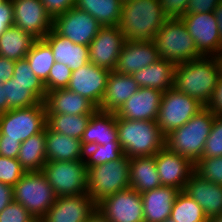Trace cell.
<instances>
[{
    "label": "cell",
    "instance_id": "obj_48",
    "mask_svg": "<svg viewBox=\"0 0 222 222\" xmlns=\"http://www.w3.org/2000/svg\"><path fill=\"white\" fill-rule=\"evenodd\" d=\"M205 107L215 115H222V77L219 78L210 101Z\"/></svg>",
    "mask_w": 222,
    "mask_h": 222
},
{
    "label": "cell",
    "instance_id": "obj_12",
    "mask_svg": "<svg viewBox=\"0 0 222 222\" xmlns=\"http://www.w3.org/2000/svg\"><path fill=\"white\" fill-rule=\"evenodd\" d=\"M97 210L109 222H144L141 193L131 188L105 197Z\"/></svg>",
    "mask_w": 222,
    "mask_h": 222
},
{
    "label": "cell",
    "instance_id": "obj_15",
    "mask_svg": "<svg viewBox=\"0 0 222 222\" xmlns=\"http://www.w3.org/2000/svg\"><path fill=\"white\" fill-rule=\"evenodd\" d=\"M14 25L36 39H43L53 29V19L40 0H11Z\"/></svg>",
    "mask_w": 222,
    "mask_h": 222
},
{
    "label": "cell",
    "instance_id": "obj_49",
    "mask_svg": "<svg viewBox=\"0 0 222 222\" xmlns=\"http://www.w3.org/2000/svg\"><path fill=\"white\" fill-rule=\"evenodd\" d=\"M21 142L12 139H0V155L7 158H16L19 155Z\"/></svg>",
    "mask_w": 222,
    "mask_h": 222
},
{
    "label": "cell",
    "instance_id": "obj_20",
    "mask_svg": "<svg viewBox=\"0 0 222 222\" xmlns=\"http://www.w3.org/2000/svg\"><path fill=\"white\" fill-rule=\"evenodd\" d=\"M159 58L158 51L153 41L126 40L118 57L114 71L132 75Z\"/></svg>",
    "mask_w": 222,
    "mask_h": 222
},
{
    "label": "cell",
    "instance_id": "obj_17",
    "mask_svg": "<svg viewBox=\"0 0 222 222\" xmlns=\"http://www.w3.org/2000/svg\"><path fill=\"white\" fill-rule=\"evenodd\" d=\"M154 157L162 186H171L183 191L186 182L195 171V164L183 155L169 150L166 146Z\"/></svg>",
    "mask_w": 222,
    "mask_h": 222
},
{
    "label": "cell",
    "instance_id": "obj_3",
    "mask_svg": "<svg viewBox=\"0 0 222 222\" xmlns=\"http://www.w3.org/2000/svg\"><path fill=\"white\" fill-rule=\"evenodd\" d=\"M118 141L128 158L154 156L165 146V136L156 121L117 117Z\"/></svg>",
    "mask_w": 222,
    "mask_h": 222
},
{
    "label": "cell",
    "instance_id": "obj_32",
    "mask_svg": "<svg viewBox=\"0 0 222 222\" xmlns=\"http://www.w3.org/2000/svg\"><path fill=\"white\" fill-rule=\"evenodd\" d=\"M122 3V0H76L75 7L89 13L101 26H117Z\"/></svg>",
    "mask_w": 222,
    "mask_h": 222
},
{
    "label": "cell",
    "instance_id": "obj_13",
    "mask_svg": "<svg viewBox=\"0 0 222 222\" xmlns=\"http://www.w3.org/2000/svg\"><path fill=\"white\" fill-rule=\"evenodd\" d=\"M181 20L203 56H217L222 51V38L214 13L185 14Z\"/></svg>",
    "mask_w": 222,
    "mask_h": 222
},
{
    "label": "cell",
    "instance_id": "obj_11",
    "mask_svg": "<svg viewBox=\"0 0 222 222\" xmlns=\"http://www.w3.org/2000/svg\"><path fill=\"white\" fill-rule=\"evenodd\" d=\"M101 27L94 17L75 6L53 19V30L74 44L89 46Z\"/></svg>",
    "mask_w": 222,
    "mask_h": 222
},
{
    "label": "cell",
    "instance_id": "obj_55",
    "mask_svg": "<svg viewBox=\"0 0 222 222\" xmlns=\"http://www.w3.org/2000/svg\"><path fill=\"white\" fill-rule=\"evenodd\" d=\"M208 222H222V215H217L208 218Z\"/></svg>",
    "mask_w": 222,
    "mask_h": 222
},
{
    "label": "cell",
    "instance_id": "obj_30",
    "mask_svg": "<svg viewBox=\"0 0 222 222\" xmlns=\"http://www.w3.org/2000/svg\"><path fill=\"white\" fill-rule=\"evenodd\" d=\"M17 160L26 172H40L47 162L45 128L20 144Z\"/></svg>",
    "mask_w": 222,
    "mask_h": 222
},
{
    "label": "cell",
    "instance_id": "obj_6",
    "mask_svg": "<svg viewBox=\"0 0 222 222\" xmlns=\"http://www.w3.org/2000/svg\"><path fill=\"white\" fill-rule=\"evenodd\" d=\"M130 158L123 155L116 161L87 168V193L99 203L105 197L130 188Z\"/></svg>",
    "mask_w": 222,
    "mask_h": 222
},
{
    "label": "cell",
    "instance_id": "obj_10",
    "mask_svg": "<svg viewBox=\"0 0 222 222\" xmlns=\"http://www.w3.org/2000/svg\"><path fill=\"white\" fill-rule=\"evenodd\" d=\"M204 107L197 99L172 87L163 92L156 119L157 125L161 133L166 136L186 124Z\"/></svg>",
    "mask_w": 222,
    "mask_h": 222
},
{
    "label": "cell",
    "instance_id": "obj_40",
    "mask_svg": "<svg viewBox=\"0 0 222 222\" xmlns=\"http://www.w3.org/2000/svg\"><path fill=\"white\" fill-rule=\"evenodd\" d=\"M72 70L65 64L55 61L49 71L48 79L43 83L46 93L67 88Z\"/></svg>",
    "mask_w": 222,
    "mask_h": 222
},
{
    "label": "cell",
    "instance_id": "obj_57",
    "mask_svg": "<svg viewBox=\"0 0 222 222\" xmlns=\"http://www.w3.org/2000/svg\"><path fill=\"white\" fill-rule=\"evenodd\" d=\"M163 222H175L174 220H172L170 217H168L166 220H164Z\"/></svg>",
    "mask_w": 222,
    "mask_h": 222
},
{
    "label": "cell",
    "instance_id": "obj_31",
    "mask_svg": "<svg viewBox=\"0 0 222 222\" xmlns=\"http://www.w3.org/2000/svg\"><path fill=\"white\" fill-rule=\"evenodd\" d=\"M36 40L21 28L10 26L0 37V56L13 61L24 59Z\"/></svg>",
    "mask_w": 222,
    "mask_h": 222
},
{
    "label": "cell",
    "instance_id": "obj_45",
    "mask_svg": "<svg viewBox=\"0 0 222 222\" xmlns=\"http://www.w3.org/2000/svg\"><path fill=\"white\" fill-rule=\"evenodd\" d=\"M46 12L54 19L56 16L67 12L75 6L76 0H40Z\"/></svg>",
    "mask_w": 222,
    "mask_h": 222
},
{
    "label": "cell",
    "instance_id": "obj_56",
    "mask_svg": "<svg viewBox=\"0 0 222 222\" xmlns=\"http://www.w3.org/2000/svg\"><path fill=\"white\" fill-rule=\"evenodd\" d=\"M218 62H219V66H220V74L222 77V51L216 56Z\"/></svg>",
    "mask_w": 222,
    "mask_h": 222
},
{
    "label": "cell",
    "instance_id": "obj_54",
    "mask_svg": "<svg viewBox=\"0 0 222 222\" xmlns=\"http://www.w3.org/2000/svg\"><path fill=\"white\" fill-rule=\"evenodd\" d=\"M85 222H109L98 210H96Z\"/></svg>",
    "mask_w": 222,
    "mask_h": 222
},
{
    "label": "cell",
    "instance_id": "obj_9",
    "mask_svg": "<svg viewBox=\"0 0 222 222\" xmlns=\"http://www.w3.org/2000/svg\"><path fill=\"white\" fill-rule=\"evenodd\" d=\"M41 172L57 197L87 193V167L84 160L47 161Z\"/></svg>",
    "mask_w": 222,
    "mask_h": 222
},
{
    "label": "cell",
    "instance_id": "obj_58",
    "mask_svg": "<svg viewBox=\"0 0 222 222\" xmlns=\"http://www.w3.org/2000/svg\"><path fill=\"white\" fill-rule=\"evenodd\" d=\"M35 222H45L42 219H36Z\"/></svg>",
    "mask_w": 222,
    "mask_h": 222
},
{
    "label": "cell",
    "instance_id": "obj_19",
    "mask_svg": "<svg viewBox=\"0 0 222 222\" xmlns=\"http://www.w3.org/2000/svg\"><path fill=\"white\" fill-rule=\"evenodd\" d=\"M162 95V91L154 88H139L115 114L128 120L156 121Z\"/></svg>",
    "mask_w": 222,
    "mask_h": 222
},
{
    "label": "cell",
    "instance_id": "obj_51",
    "mask_svg": "<svg viewBox=\"0 0 222 222\" xmlns=\"http://www.w3.org/2000/svg\"><path fill=\"white\" fill-rule=\"evenodd\" d=\"M13 201V187L0 182V213Z\"/></svg>",
    "mask_w": 222,
    "mask_h": 222
},
{
    "label": "cell",
    "instance_id": "obj_2",
    "mask_svg": "<svg viewBox=\"0 0 222 222\" xmlns=\"http://www.w3.org/2000/svg\"><path fill=\"white\" fill-rule=\"evenodd\" d=\"M166 20L160 0H125L117 26L126 40L153 41Z\"/></svg>",
    "mask_w": 222,
    "mask_h": 222
},
{
    "label": "cell",
    "instance_id": "obj_34",
    "mask_svg": "<svg viewBox=\"0 0 222 222\" xmlns=\"http://www.w3.org/2000/svg\"><path fill=\"white\" fill-rule=\"evenodd\" d=\"M25 58L34 74L44 83L55 63L50 46L43 39H37Z\"/></svg>",
    "mask_w": 222,
    "mask_h": 222
},
{
    "label": "cell",
    "instance_id": "obj_43",
    "mask_svg": "<svg viewBox=\"0 0 222 222\" xmlns=\"http://www.w3.org/2000/svg\"><path fill=\"white\" fill-rule=\"evenodd\" d=\"M35 220L20 203L14 201L0 213V222H34Z\"/></svg>",
    "mask_w": 222,
    "mask_h": 222
},
{
    "label": "cell",
    "instance_id": "obj_37",
    "mask_svg": "<svg viewBox=\"0 0 222 222\" xmlns=\"http://www.w3.org/2000/svg\"><path fill=\"white\" fill-rule=\"evenodd\" d=\"M123 151L119 142L111 144L94 145L85 148L84 162L87 168L105 164L110 161H116L123 156Z\"/></svg>",
    "mask_w": 222,
    "mask_h": 222
},
{
    "label": "cell",
    "instance_id": "obj_16",
    "mask_svg": "<svg viewBox=\"0 0 222 222\" xmlns=\"http://www.w3.org/2000/svg\"><path fill=\"white\" fill-rule=\"evenodd\" d=\"M110 72L88 62L79 69L72 71L67 89L85 97L99 108Z\"/></svg>",
    "mask_w": 222,
    "mask_h": 222
},
{
    "label": "cell",
    "instance_id": "obj_53",
    "mask_svg": "<svg viewBox=\"0 0 222 222\" xmlns=\"http://www.w3.org/2000/svg\"><path fill=\"white\" fill-rule=\"evenodd\" d=\"M213 13L218 24L220 36L222 38V0L219 2Z\"/></svg>",
    "mask_w": 222,
    "mask_h": 222
},
{
    "label": "cell",
    "instance_id": "obj_44",
    "mask_svg": "<svg viewBox=\"0 0 222 222\" xmlns=\"http://www.w3.org/2000/svg\"><path fill=\"white\" fill-rule=\"evenodd\" d=\"M189 0H160L162 12L167 19H181L187 14Z\"/></svg>",
    "mask_w": 222,
    "mask_h": 222
},
{
    "label": "cell",
    "instance_id": "obj_39",
    "mask_svg": "<svg viewBox=\"0 0 222 222\" xmlns=\"http://www.w3.org/2000/svg\"><path fill=\"white\" fill-rule=\"evenodd\" d=\"M195 172L211 183L222 185V156L200 158L195 163Z\"/></svg>",
    "mask_w": 222,
    "mask_h": 222
},
{
    "label": "cell",
    "instance_id": "obj_24",
    "mask_svg": "<svg viewBox=\"0 0 222 222\" xmlns=\"http://www.w3.org/2000/svg\"><path fill=\"white\" fill-rule=\"evenodd\" d=\"M138 89L131 75L111 71L98 110L116 113Z\"/></svg>",
    "mask_w": 222,
    "mask_h": 222
},
{
    "label": "cell",
    "instance_id": "obj_47",
    "mask_svg": "<svg viewBox=\"0 0 222 222\" xmlns=\"http://www.w3.org/2000/svg\"><path fill=\"white\" fill-rule=\"evenodd\" d=\"M14 25V12L11 0H7L0 5V37L10 27Z\"/></svg>",
    "mask_w": 222,
    "mask_h": 222
},
{
    "label": "cell",
    "instance_id": "obj_18",
    "mask_svg": "<svg viewBox=\"0 0 222 222\" xmlns=\"http://www.w3.org/2000/svg\"><path fill=\"white\" fill-rule=\"evenodd\" d=\"M97 210L88 193L59 196L42 218L45 222H85Z\"/></svg>",
    "mask_w": 222,
    "mask_h": 222
},
{
    "label": "cell",
    "instance_id": "obj_41",
    "mask_svg": "<svg viewBox=\"0 0 222 222\" xmlns=\"http://www.w3.org/2000/svg\"><path fill=\"white\" fill-rule=\"evenodd\" d=\"M222 156V115H216L201 158Z\"/></svg>",
    "mask_w": 222,
    "mask_h": 222
},
{
    "label": "cell",
    "instance_id": "obj_36",
    "mask_svg": "<svg viewBox=\"0 0 222 222\" xmlns=\"http://www.w3.org/2000/svg\"><path fill=\"white\" fill-rule=\"evenodd\" d=\"M5 98L8 102V110L29 108L39 104L41 101L32 93V84L16 82L12 77L4 82Z\"/></svg>",
    "mask_w": 222,
    "mask_h": 222
},
{
    "label": "cell",
    "instance_id": "obj_26",
    "mask_svg": "<svg viewBox=\"0 0 222 222\" xmlns=\"http://www.w3.org/2000/svg\"><path fill=\"white\" fill-rule=\"evenodd\" d=\"M53 52L54 60L67 65L72 71L89 62V46L74 44L53 29L43 38Z\"/></svg>",
    "mask_w": 222,
    "mask_h": 222
},
{
    "label": "cell",
    "instance_id": "obj_14",
    "mask_svg": "<svg viewBox=\"0 0 222 222\" xmlns=\"http://www.w3.org/2000/svg\"><path fill=\"white\" fill-rule=\"evenodd\" d=\"M126 38L118 26H102L89 45V62L114 71Z\"/></svg>",
    "mask_w": 222,
    "mask_h": 222
},
{
    "label": "cell",
    "instance_id": "obj_50",
    "mask_svg": "<svg viewBox=\"0 0 222 222\" xmlns=\"http://www.w3.org/2000/svg\"><path fill=\"white\" fill-rule=\"evenodd\" d=\"M15 61L0 56V83H4L13 77Z\"/></svg>",
    "mask_w": 222,
    "mask_h": 222
},
{
    "label": "cell",
    "instance_id": "obj_1",
    "mask_svg": "<svg viewBox=\"0 0 222 222\" xmlns=\"http://www.w3.org/2000/svg\"><path fill=\"white\" fill-rule=\"evenodd\" d=\"M220 77L217 58L203 56L175 65L173 87L206 106Z\"/></svg>",
    "mask_w": 222,
    "mask_h": 222
},
{
    "label": "cell",
    "instance_id": "obj_25",
    "mask_svg": "<svg viewBox=\"0 0 222 222\" xmlns=\"http://www.w3.org/2000/svg\"><path fill=\"white\" fill-rule=\"evenodd\" d=\"M179 189L161 186L141 193L144 222H163L170 217Z\"/></svg>",
    "mask_w": 222,
    "mask_h": 222
},
{
    "label": "cell",
    "instance_id": "obj_42",
    "mask_svg": "<svg viewBox=\"0 0 222 222\" xmlns=\"http://www.w3.org/2000/svg\"><path fill=\"white\" fill-rule=\"evenodd\" d=\"M26 173L16 158L0 155V182L14 186Z\"/></svg>",
    "mask_w": 222,
    "mask_h": 222
},
{
    "label": "cell",
    "instance_id": "obj_4",
    "mask_svg": "<svg viewBox=\"0 0 222 222\" xmlns=\"http://www.w3.org/2000/svg\"><path fill=\"white\" fill-rule=\"evenodd\" d=\"M215 114L204 107L186 124L165 136V146L196 163L203 155Z\"/></svg>",
    "mask_w": 222,
    "mask_h": 222
},
{
    "label": "cell",
    "instance_id": "obj_33",
    "mask_svg": "<svg viewBox=\"0 0 222 222\" xmlns=\"http://www.w3.org/2000/svg\"><path fill=\"white\" fill-rule=\"evenodd\" d=\"M92 114H46V126L54 132L81 140Z\"/></svg>",
    "mask_w": 222,
    "mask_h": 222
},
{
    "label": "cell",
    "instance_id": "obj_38",
    "mask_svg": "<svg viewBox=\"0 0 222 222\" xmlns=\"http://www.w3.org/2000/svg\"><path fill=\"white\" fill-rule=\"evenodd\" d=\"M13 78L16 82L22 84H32V93L41 101L44 102L46 98V91L44 84L31 70L30 65L26 58L16 60Z\"/></svg>",
    "mask_w": 222,
    "mask_h": 222
},
{
    "label": "cell",
    "instance_id": "obj_23",
    "mask_svg": "<svg viewBox=\"0 0 222 222\" xmlns=\"http://www.w3.org/2000/svg\"><path fill=\"white\" fill-rule=\"evenodd\" d=\"M117 116L113 112L96 110L81 137L84 148L94 145L111 144L118 141Z\"/></svg>",
    "mask_w": 222,
    "mask_h": 222
},
{
    "label": "cell",
    "instance_id": "obj_8",
    "mask_svg": "<svg viewBox=\"0 0 222 222\" xmlns=\"http://www.w3.org/2000/svg\"><path fill=\"white\" fill-rule=\"evenodd\" d=\"M46 126V106L44 102L29 107L10 109L0 115V139L19 142L40 133Z\"/></svg>",
    "mask_w": 222,
    "mask_h": 222
},
{
    "label": "cell",
    "instance_id": "obj_5",
    "mask_svg": "<svg viewBox=\"0 0 222 222\" xmlns=\"http://www.w3.org/2000/svg\"><path fill=\"white\" fill-rule=\"evenodd\" d=\"M160 59L175 65L203 57L181 19H167L153 38Z\"/></svg>",
    "mask_w": 222,
    "mask_h": 222
},
{
    "label": "cell",
    "instance_id": "obj_46",
    "mask_svg": "<svg viewBox=\"0 0 222 222\" xmlns=\"http://www.w3.org/2000/svg\"><path fill=\"white\" fill-rule=\"evenodd\" d=\"M221 0H189L187 14L214 12Z\"/></svg>",
    "mask_w": 222,
    "mask_h": 222
},
{
    "label": "cell",
    "instance_id": "obj_29",
    "mask_svg": "<svg viewBox=\"0 0 222 222\" xmlns=\"http://www.w3.org/2000/svg\"><path fill=\"white\" fill-rule=\"evenodd\" d=\"M129 183L138 193L162 186L154 156L130 158Z\"/></svg>",
    "mask_w": 222,
    "mask_h": 222
},
{
    "label": "cell",
    "instance_id": "obj_52",
    "mask_svg": "<svg viewBox=\"0 0 222 222\" xmlns=\"http://www.w3.org/2000/svg\"><path fill=\"white\" fill-rule=\"evenodd\" d=\"M8 111V102L5 98L4 83H0V115Z\"/></svg>",
    "mask_w": 222,
    "mask_h": 222
},
{
    "label": "cell",
    "instance_id": "obj_7",
    "mask_svg": "<svg viewBox=\"0 0 222 222\" xmlns=\"http://www.w3.org/2000/svg\"><path fill=\"white\" fill-rule=\"evenodd\" d=\"M57 196L45 175L26 172L13 186V201L20 203L35 219H42Z\"/></svg>",
    "mask_w": 222,
    "mask_h": 222
},
{
    "label": "cell",
    "instance_id": "obj_22",
    "mask_svg": "<svg viewBox=\"0 0 222 222\" xmlns=\"http://www.w3.org/2000/svg\"><path fill=\"white\" fill-rule=\"evenodd\" d=\"M46 114L86 115L98 108L88 99L69 89H58L46 93Z\"/></svg>",
    "mask_w": 222,
    "mask_h": 222
},
{
    "label": "cell",
    "instance_id": "obj_35",
    "mask_svg": "<svg viewBox=\"0 0 222 222\" xmlns=\"http://www.w3.org/2000/svg\"><path fill=\"white\" fill-rule=\"evenodd\" d=\"M170 218L175 222H208L202 207L184 191L177 194Z\"/></svg>",
    "mask_w": 222,
    "mask_h": 222
},
{
    "label": "cell",
    "instance_id": "obj_59",
    "mask_svg": "<svg viewBox=\"0 0 222 222\" xmlns=\"http://www.w3.org/2000/svg\"><path fill=\"white\" fill-rule=\"evenodd\" d=\"M7 0H0V5L5 3Z\"/></svg>",
    "mask_w": 222,
    "mask_h": 222
},
{
    "label": "cell",
    "instance_id": "obj_21",
    "mask_svg": "<svg viewBox=\"0 0 222 222\" xmlns=\"http://www.w3.org/2000/svg\"><path fill=\"white\" fill-rule=\"evenodd\" d=\"M183 191L202 207L208 218L222 215V185L211 183L194 171Z\"/></svg>",
    "mask_w": 222,
    "mask_h": 222
},
{
    "label": "cell",
    "instance_id": "obj_27",
    "mask_svg": "<svg viewBox=\"0 0 222 222\" xmlns=\"http://www.w3.org/2000/svg\"><path fill=\"white\" fill-rule=\"evenodd\" d=\"M47 161H77L84 159L81 140L51 131L45 126Z\"/></svg>",
    "mask_w": 222,
    "mask_h": 222
},
{
    "label": "cell",
    "instance_id": "obj_28",
    "mask_svg": "<svg viewBox=\"0 0 222 222\" xmlns=\"http://www.w3.org/2000/svg\"><path fill=\"white\" fill-rule=\"evenodd\" d=\"M174 68L173 62L158 59L153 64L134 72L131 76L139 88H154L166 92L173 87Z\"/></svg>",
    "mask_w": 222,
    "mask_h": 222
}]
</instances>
